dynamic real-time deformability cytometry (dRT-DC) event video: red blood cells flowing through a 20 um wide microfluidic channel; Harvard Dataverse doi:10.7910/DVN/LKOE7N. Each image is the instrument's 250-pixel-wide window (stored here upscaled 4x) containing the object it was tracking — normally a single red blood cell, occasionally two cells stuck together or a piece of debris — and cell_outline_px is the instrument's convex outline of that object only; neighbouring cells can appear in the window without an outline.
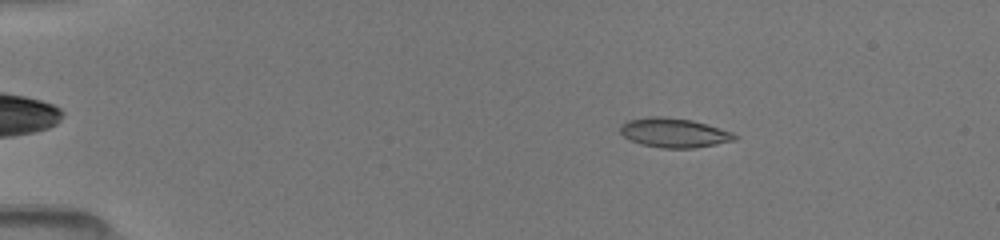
{"species": "common noctule bat (a hibernating species)", "species_latin": "Nyctalus noctula", "temperature_condition": "room temperature", "stored_images_in_passage": 34, "camera_frame_rate_fps": 3000, "um_per_image_px": 0.085, "animal": {"sex": "female", "body_mass_g": 19.5, "forearm_length_mm": 54.1}, "frame": {"image": 1, "passage_image": 4, "time_ms": 1.667, "image_size_px": [1000, 240], "cell_outline_px": [[740, 136], [736, 140], [696, 148], [660, 148], [640, 144], [628, 140], [620, 132], [620, 124], [628, 120], [648, 116], [664, 116], [692, 120], [732, 132]], "centroid_in_image_um": [57.27, 11.29], "position_along_channel_um": 27.7, "area_um2": 19.83}}
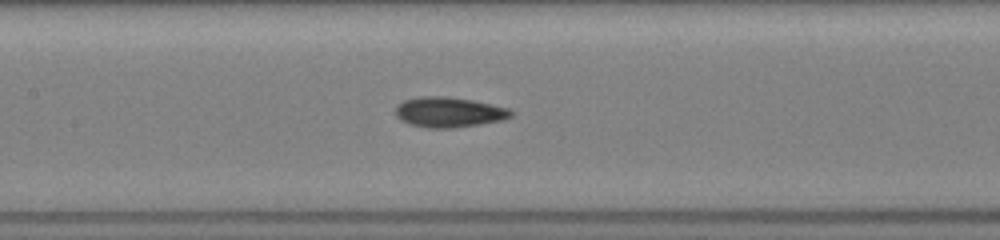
{"frame": {"image": 2, "passage_image": 16, "time_ms": 7.0, "image_size_px": [1000, 240], "cell_outline_px": [[516, 112], [512, 116], [504, 120], [480, 124], [452, 128], [428, 128], [408, 124], [400, 120], [396, 116], [396, 108], [404, 100], [420, 96], [448, 96], [472, 100], [508, 108]], "centroid_in_image_um": [38.18, 9.54], "position_along_channel_um": 169.2, "area_um2": 20.46}}
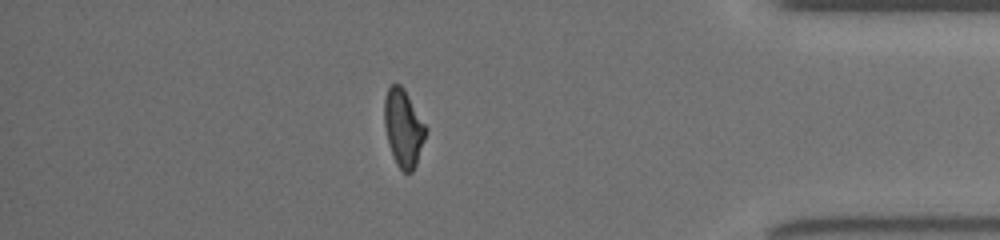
{"frame": {"image": 3, "passage_image": 30, "time_ms": 13.333, "image_size_px": [1000, 240], "cell_outline_px": [[428, 128], [416, 164], [412, 172], [404, 172], [396, 164], [388, 140], [384, 124], [384, 100], [388, 88], [392, 84], [400, 84], [404, 88]], "centroid_in_image_um": [34.3, 10.85], "position_along_channel_um": 400.9, "area_um2": 18.5}}